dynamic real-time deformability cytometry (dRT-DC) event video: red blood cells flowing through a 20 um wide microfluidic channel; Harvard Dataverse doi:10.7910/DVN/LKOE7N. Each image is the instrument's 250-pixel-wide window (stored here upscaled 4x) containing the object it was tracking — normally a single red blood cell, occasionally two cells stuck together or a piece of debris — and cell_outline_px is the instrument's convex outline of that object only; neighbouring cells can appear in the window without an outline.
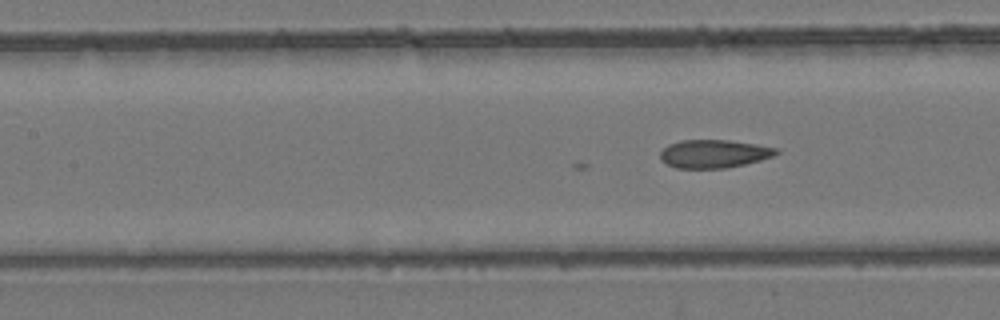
{"species": "common noctule bat (a hibernating species)", "species_latin": "Nyctalus noctula", "temperature_condition": "room temperature", "stored_images_in_passage": 49, "camera_frame_rate_fps": 3000, "um_per_image_px": 0.085, "animal": {"sex": "female", "body_mass_g": 24.6, "forearm_length_mm": 56.2}, "frame": {"image": 1, "passage_image": 20, "time_ms": 6.333, "image_size_px": [1000, 320], "cell_outline_px": [[780, 152], [772, 156], [760, 160], [744, 164], [724, 168], [676, 168], [660, 160], [660, 152], [668, 144], [680, 140], [728, 140], [756, 144], [780, 148]], "centroid_in_image_um": [60.68, 13.06], "position_along_channel_um": 146.7, "area_um2": 19.07}}
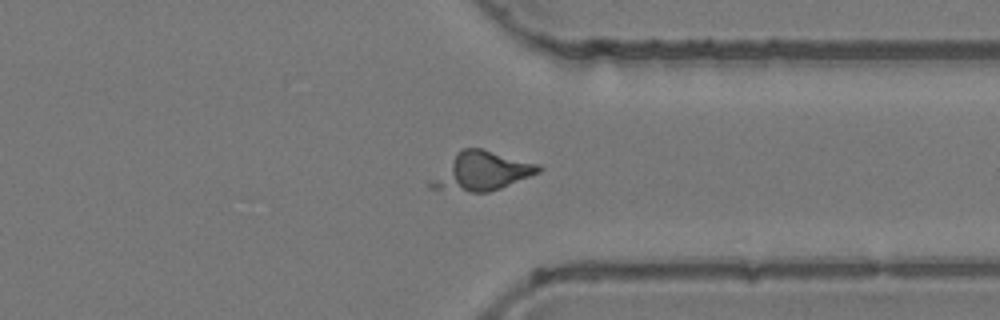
{"frame": {"image": 2, "passage_image": 37, "time_ms": 12.0, "image_size_px": [1000, 320], "cell_outline_px": [[544, 168], [540, 172], [500, 188], [488, 192], [468, 192], [428, 188], [428, 184], [456, 152], [464, 148], [480, 148], [540, 164]], "centroid_in_image_um": [40.97, 14.56], "position_along_channel_um": 370.4, "area_um2": 23.87}}
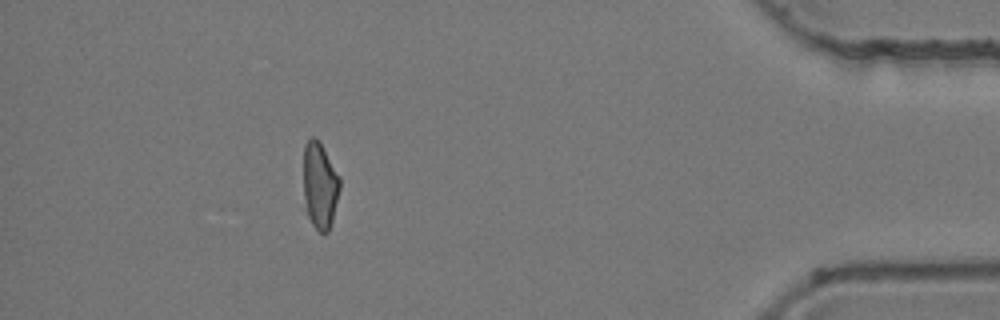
{"frame": {"image": 3, "passage_image": 44, "time_ms": 14.333, "image_size_px": [1000, 320], "cell_outline_px": [[340, 188], [332, 220], [328, 232], [324, 236], [312, 224], [308, 216], [304, 196], [304, 144], [312, 136], [316, 136], [320, 140], [340, 176]], "centroid_in_image_um": [27.2, 15.72], "position_along_channel_um": 408.0, "area_um2": 18.5}}